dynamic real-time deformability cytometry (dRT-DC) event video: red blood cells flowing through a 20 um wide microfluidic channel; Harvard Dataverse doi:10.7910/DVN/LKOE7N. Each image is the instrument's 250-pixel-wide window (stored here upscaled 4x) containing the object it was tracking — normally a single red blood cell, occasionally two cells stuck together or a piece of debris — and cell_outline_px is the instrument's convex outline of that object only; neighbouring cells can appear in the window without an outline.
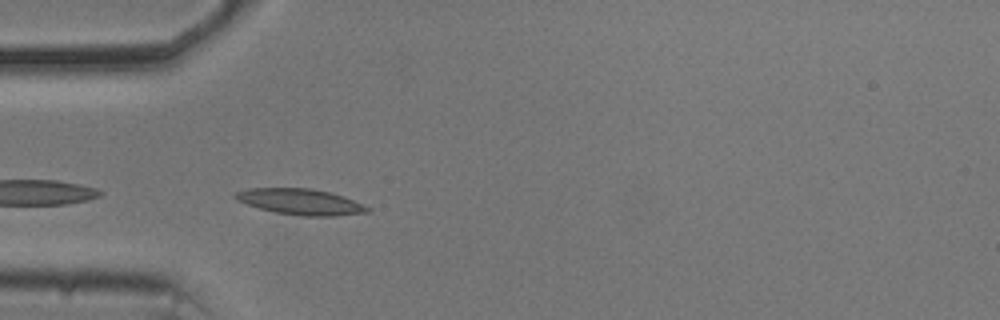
{"species": "common noctule bat (a hibernating species)", "species_latin": "Nyctalus noctula", "temperature_condition": "cold", "stored_images_in_passage": 5, "camera_frame_rate_fps": 3000, "um_per_image_px": 0.085, "animal": {"sex": "male", "body_mass_g": 20.5, "forearm_length_mm": 52.5}, "frame": {"image": 1, "passage_image": 2, "time_ms": 0.333, "image_size_px": [1000, 320], "cell_outline_px": [[372, 208], [368, 212], [332, 216], [300, 216], [276, 212], [260, 208], [236, 200], [232, 196], [236, 192], [248, 188], [312, 188], [344, 196]], "centroid_in_image_um": [25.54, 17.14], "position_along_channel_um": 59.5, "area_um2": 19.88}}